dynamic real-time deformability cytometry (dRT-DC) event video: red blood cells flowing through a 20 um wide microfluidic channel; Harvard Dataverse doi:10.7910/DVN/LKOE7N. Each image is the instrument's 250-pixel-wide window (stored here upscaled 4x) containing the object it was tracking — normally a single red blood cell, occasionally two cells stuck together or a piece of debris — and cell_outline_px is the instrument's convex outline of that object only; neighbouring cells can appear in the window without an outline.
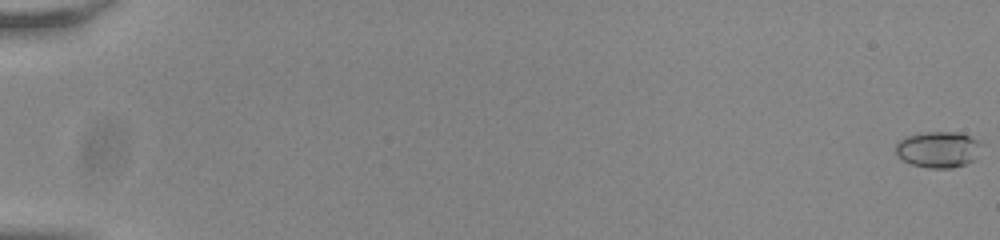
{"species": "common noctule bat (a hibernating species)", "species_latin": "Nyctalus noctula", "temperature_condition": "room temperature", "stored_images_in_passage": 57, "camera_frame_rate_fps": 3000, "um_per_image_px": 0.085, "animal": {"sex": "male", "body_mass_g": 20.0, "forearm_length_mm": 53.3}, "frame": {"image": 1, "passage_image": 1, "time_ms": 0.0, "image_size_px": [1000, 240], "cell_outline_px": [[980, 144], [976, 160], [952, 168], [928, 168], [912, 164], [900, 160], [896, 152], [896, 144], [904, 136], [924, 132], [960, 132], [976, 140]], "centroid_in_image_um": [79.71, 12.71], "position_along_channel_um": 5.3, "area_um2": 18.09}}
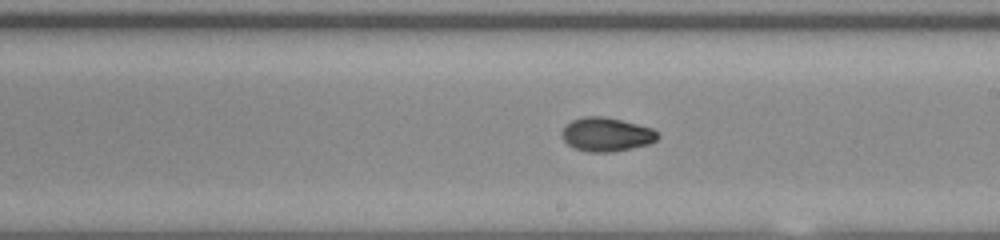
{"frame": {"image": 2, "passage_image": 35, "time_ms": 11.333, "image_size_px": [1000, 240], "cell_outline_px": [[660, 136], [656, 140], [648, 144], [608, 152], [592, 152], [576, 148], [568, 144], [564, 140], [560, 132], [564, 124], [572, 120], [584, 116], [604, 116], [652, 128]], "centroid_in_image_um": [51.5, 11.41], "position_along_channel_um": 237.5, "area_um2": 18.67}}
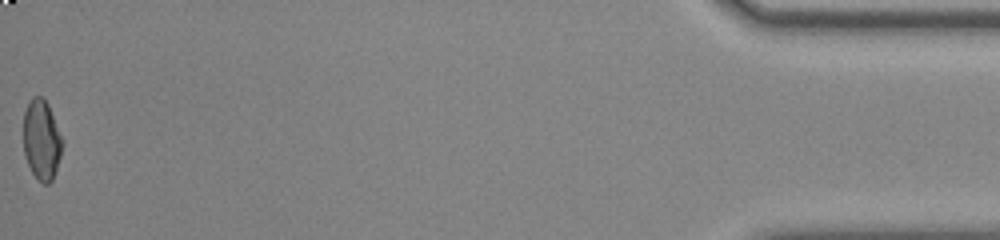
{"frame": {"image": 3, "passage_image": 57, "time_ms": 18.667, "image_size_px": [1000, 240], "cell_outline_px": [[60, 156], [52, 180], [48, 184], [44, 184], [32, 172], [28, 164], [24, 152], [24, 112], [32, 96], [40, 96], [48, 104], [60, 136]], "centroid_in_image_um": [3.5, 11.88], "position_along_channel_um": 431.7, "area_um2": 17.4}, "authors_computed_cell_mechanics": {"area_um2": 18.1492, "velocity_mm_per_s": 3.8381, "shape_relaxation_time_tau1_ms": 7.7488, "shape_relaxation_time_tau2_ms": 3.037, "deformation_change_tau1": 0.189, "deformation_change_tau2": 0.0609}}